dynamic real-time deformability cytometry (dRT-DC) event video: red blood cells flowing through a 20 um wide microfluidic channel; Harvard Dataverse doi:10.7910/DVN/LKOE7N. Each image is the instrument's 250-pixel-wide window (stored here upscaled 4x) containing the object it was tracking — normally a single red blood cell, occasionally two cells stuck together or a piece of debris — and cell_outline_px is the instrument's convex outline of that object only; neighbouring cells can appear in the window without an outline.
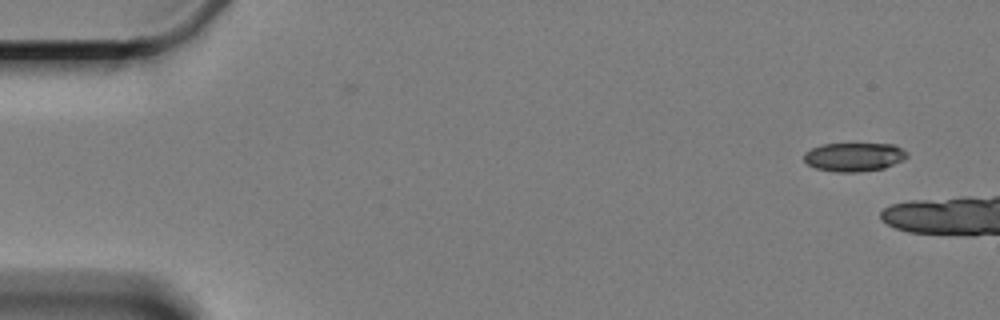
{"species": "Egyptian fruit bat (a non-hibernating species)", "species_latin": "Rousettus aegyptiacus", "temperature_condition": "cold", "stored_images_in_passage": 2, "camera_frame_rate_fps": 3000, "um_per_image_px": 0.085, "animal": {"sex": "female"}, "frame": {"image": 1, "passage_image": 2, "time_ms": 1.333, "image_size_px": [1000, 320], "cell_outline_px": [[908, 156], [884, 168], [856, 172], [840, 172], [816, 168], [808, 164], [804, 160], [804, 152], [820, 144], [896, 144], [908, 152]], "centroid_in_image_um": [72.59, 13.32], "position_along_channel_um": 12.4, "area_um2": 17.11}}